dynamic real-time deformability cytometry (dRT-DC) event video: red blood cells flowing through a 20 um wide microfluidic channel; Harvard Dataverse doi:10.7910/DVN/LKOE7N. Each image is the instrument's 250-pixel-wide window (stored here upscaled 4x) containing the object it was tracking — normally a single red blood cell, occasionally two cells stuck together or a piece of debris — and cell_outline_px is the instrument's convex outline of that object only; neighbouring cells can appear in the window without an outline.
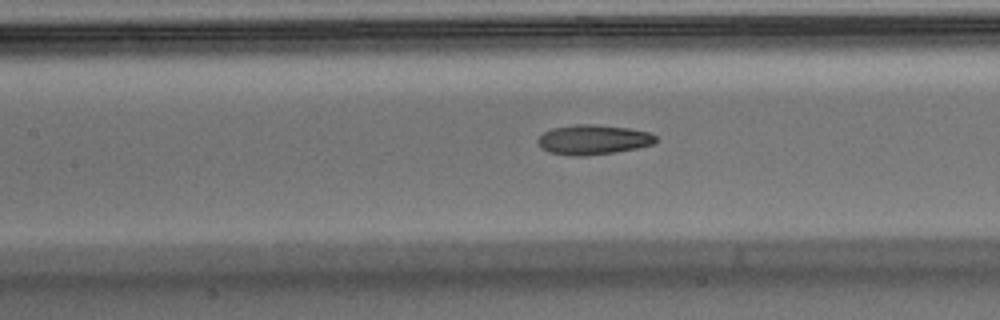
{"species": "Egyptian fruit bat (a non-hibernating species)", "species_latin": "Rousettus aegyptiacus", "temperature_condition": "warm", "stored_images_in_passage": 37, "camera_frame_rate_fps": 3000, "um_per_image_px": 0.085, "animal": {"sex": "male"}, "frame": {"image": 1, "passage_image": 13, "time_ms": 4.0, "image_size_px": [1000, 320], "cell_outline_px": [[656, 140], [652, 144], [636, 148], [616, 152], [584, 156], [576, 156], [548, 152], [540, 148], [536, 140], [544, 132], [552, 128], [576, 124], [592, 124], [628, 128], [648, 132], [656, 136]], "centroid_in_image_um": [50.37, 11.87], "position_along_channel_um": 157.0, "area_um2": 20.4}}
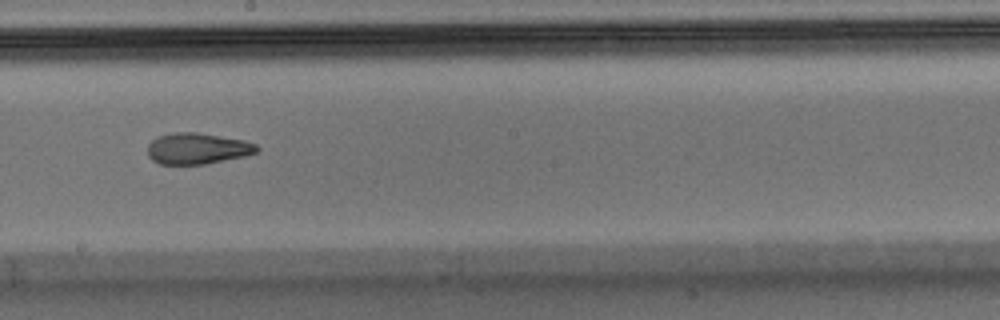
{"frame": {"image": 2, "passage_image": 19, "time_ms": 6.0, "image_size_px": [1000, 320], "cell_outline_px": [[260, 148], [256, 152], [244, 156], [204, 164], [160, 164], [152, 160], [148, 156], [148, 144], [156, 136], [172, 132], [196, 132], [244, 140], [256, 144]], "centroid_in_image_um": [16.74, 12.61], "position_along_channel_um": 231.5, "area_um2": 19.83}}
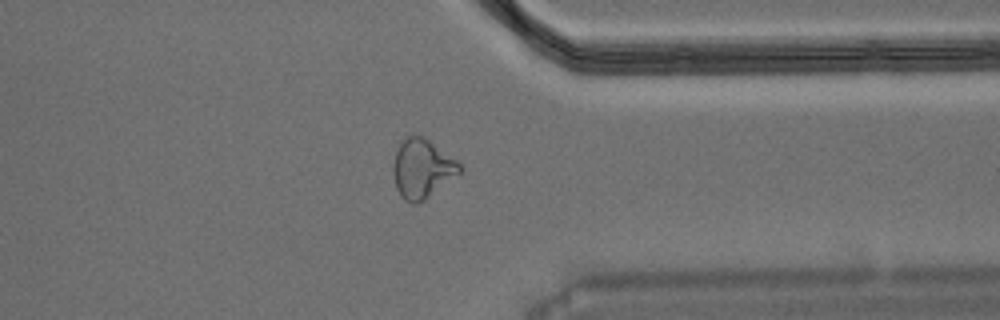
{"frame": {"image": 3, "passage_image": 31, "time_ms": 10.0, "image_size_px": [1000, 320], "cell_outline_px": [[460, 172], [424, 200], [416, 204], [412, 204], [404, 200], [400, 196], [396, 188], [392, 172], [392, 164], [396, 152], [400, 144], [408, 136], [424, 136], [456, 160], [460, 164]], "centroid_in_image_um": [35.83, 14.35], "position_along_channel_um": 375.6, "area_um2": 22.54}}